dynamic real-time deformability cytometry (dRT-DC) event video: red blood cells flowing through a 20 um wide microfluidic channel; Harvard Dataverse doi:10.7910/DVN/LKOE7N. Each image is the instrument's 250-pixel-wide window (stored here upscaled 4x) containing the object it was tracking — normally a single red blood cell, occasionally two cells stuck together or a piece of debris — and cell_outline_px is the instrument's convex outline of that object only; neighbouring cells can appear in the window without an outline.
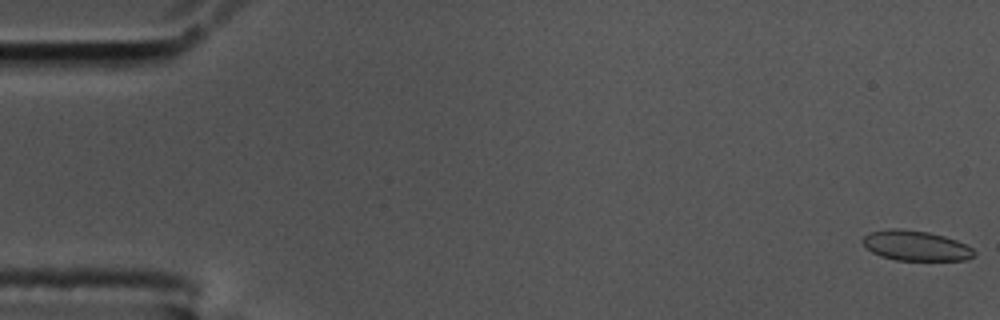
{"species": "common noctule bat (a hibernating species)", "species_latin": "Nyctalus noctula", "temperature_condition": "cold", "stored_images_in_passage": 16, "camera_frame_rate_fps": 3000, "um_per_image_px": 0.085, "animal": {"sex": "male", "body_mass_g": 17.5, "forearm_length_mm": 52.3}, "frame": {"image": 1, "passage_image": 1, "time_ms": 0.0, "image_size_px": [1000, 320], "cell_outline_px": [[976, 252], [972, 256], [964, 260], [896, 260], [880, 256], [872, 252], [864, 244], [864, 236], [872, 232], [888, 228], [900, 228], [928, 232], [944, 236], [956, 240], [972, 248]], "centroid_in_image_um": [77.84, 20.88], "position_along_channel_um": 7.2, "area_um2": 19.31}}